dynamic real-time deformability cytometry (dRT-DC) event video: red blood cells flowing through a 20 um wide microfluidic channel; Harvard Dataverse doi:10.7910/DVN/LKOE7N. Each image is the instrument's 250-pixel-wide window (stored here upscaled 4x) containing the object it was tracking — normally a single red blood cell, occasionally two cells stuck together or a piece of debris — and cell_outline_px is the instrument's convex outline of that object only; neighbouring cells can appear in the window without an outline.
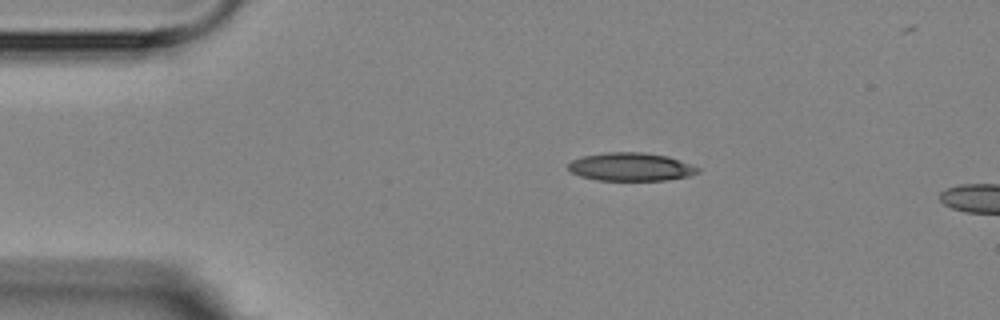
{"species": "Egyptian fruit bat (a non-hibernating species)", "species_latin": "Rousettus aegyptiacus", "temperature_condition": "room temperature", "stored_images_in_passage": 2, "camera_frame_rate_fps": 3000, "um_per_image_px": 0.085, "animal": {"sex": "female"}, "frame": {"image": 1, "passage_image": 1, "time_ms": 0.0, "image_size_px": [1000, 320], "cell_outline_px": [[700, 172], [688, 176], [668, 180], [596, 180], [580, 176], [572, 172], [568, 168], [568, 164], [572, 160], [584, 156], [604, 152], [644, 152], [668, 156], [700, 168]], "centroid_in_image_um": [53.62, 14.18], "position_along_channel_um": 31.4, "area_um2": 21.27}}